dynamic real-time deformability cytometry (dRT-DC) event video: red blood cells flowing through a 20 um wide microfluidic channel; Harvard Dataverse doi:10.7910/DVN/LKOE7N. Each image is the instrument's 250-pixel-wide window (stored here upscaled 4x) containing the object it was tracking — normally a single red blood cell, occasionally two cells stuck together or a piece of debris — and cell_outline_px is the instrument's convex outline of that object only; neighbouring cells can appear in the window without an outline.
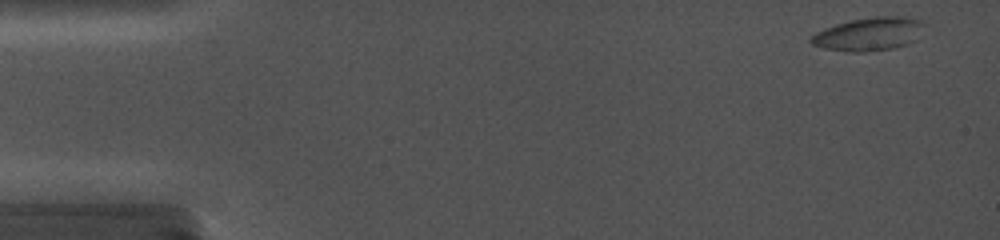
{"species": "common noctule bat (a hibernating species)", "species_latin": "Nyctalus noctula", "temperature_condition": "cold", "stored_images_in_passage": 11, "camera_frame_rate_fps": 5000, "um_per_image_px": 0.085, "animal": {"sex": "female", "body_mass_g": 19.0, "forearm_length_mm": 56.7}, "frame": {"image": 1, "passage_image": 2, "time_ms": 0.4, "image_size_px": [1000, 240], "cell_outline_px": [[928, 24], [916, 40], [908, 44], [892, 48], [864, 52], [848, 52], [824, 48], [812, 44], [808, 40], [816, 32], [824, 28], [836, 24], [852, 20], [876, 16], [904, 16], [920, 20]], "centroid_in_image_um": [73.91, 2.89], "position_along_channel_um": 11.1, "area_um2": 22.2}}
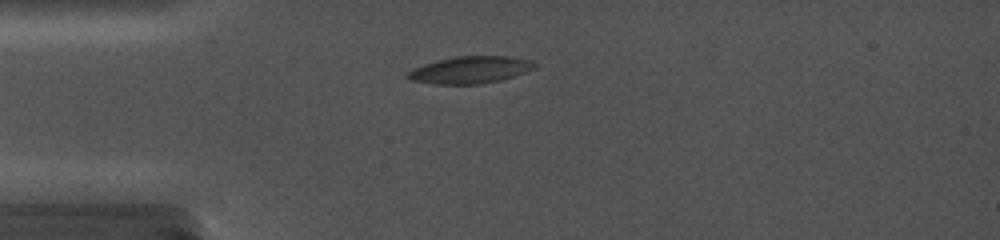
{"frame": {"image": 2, "passage_image": 9, "time_ms": 4.4, "image_size_px": [1000, 240], "cell_outline_px": [[536, 68], [500, 80], [480, 84], [436, 84], [412, 80], [404, 76], [404, 72], [424, 64], [436, 60], [456, 56], [508, 56], [528, 60], [536, 64]], "centroid_in_image_um": [39.91, 5.94], "position_along_channel_um": 45.1, "area_um2": 19.94}}
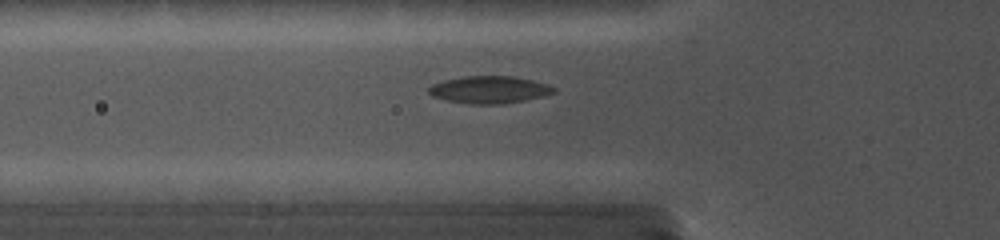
{"frame": {"image": 3, "passage_image": 11, "time_ms": 6.0, "image_size_px": [1000, 240], "cell_outline_px": [[556, 92], [544, 96], [504, 104], [472, 104], [448, 100], [432, 96], [428, 92], [428, 88], [432, 84], [444, 80], [464, 76], [512, 76], [532, 80], [548, 84], [556, 88]], "centroid_in_image_um": [41.61, 7.62], "position_along_channel_um": 84.2, "area_um2": 19.88}}